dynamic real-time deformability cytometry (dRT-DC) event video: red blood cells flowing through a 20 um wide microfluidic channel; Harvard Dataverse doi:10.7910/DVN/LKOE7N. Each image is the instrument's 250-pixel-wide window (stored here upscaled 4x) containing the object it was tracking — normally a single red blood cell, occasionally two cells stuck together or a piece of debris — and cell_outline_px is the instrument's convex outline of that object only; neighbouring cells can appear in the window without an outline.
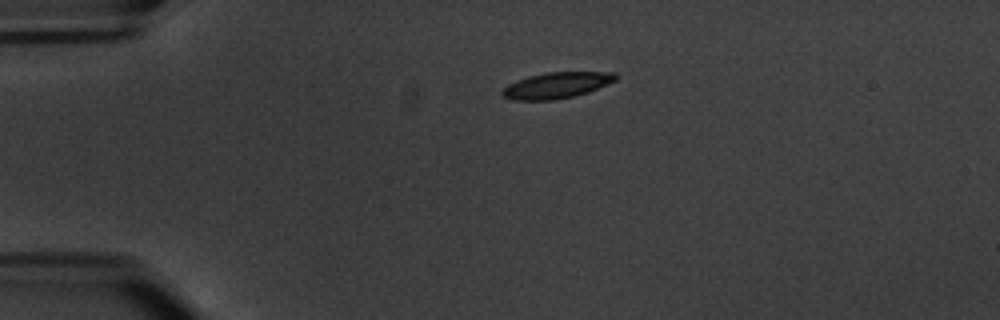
{"species": "common noctule bat (a hibernating species)", "species_latin": "Nyctalus noctula", "temperature_condition": "warm", "stored_images_in_passage": 9, "camera_frame_rate_fps": 3000, "um_per_image_px": 0.085, "animal": {"sex": "male", "body_mass_g": 20.1, "forearm_length_mm": 53.5}, "frame": {"image": 1, "passage_image": 1, "time_ms": 0.0, "image_size_px": [1000, 320], "cell_outline_px": [[616, 80], [588, 92], [556, 100], [512, 100], [500, 96], [500, 92], [508, 84], [528, 76], [544, 72], [612, 72], [616, 76]], "centroid_in_image_um": [47.24, 7.26], "position_along_channel_um": 37.8, "area_um2": 17.17}}
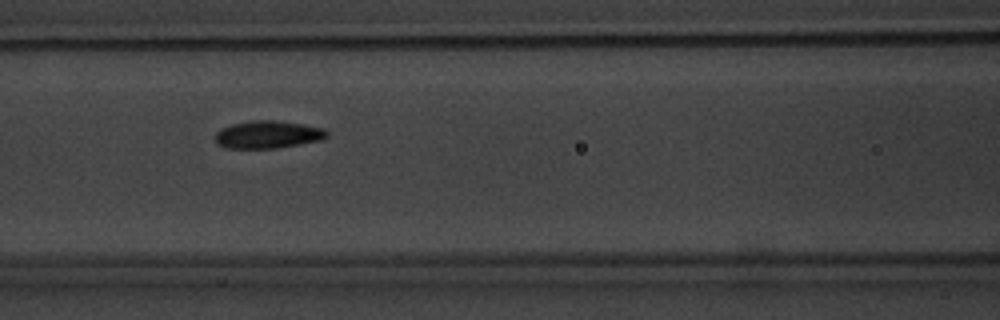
{"frame": {"image": 2, "passage_image": 4, "time_ms": 4.333, "image_size_px": [1000, 320], "cell_outline_px": [[328, 136], [324, 140], [276, 148], [224, 148], [216, 144], [216, 132], [220, 128], [232, 124], [252, 120], [272, 120], [304, 124], [324, 128], [328, 132]], "centroid_in_image_um": [22.78, 11.44], "position_along_channel_um": 143.8, "area_um2": 18.15}}